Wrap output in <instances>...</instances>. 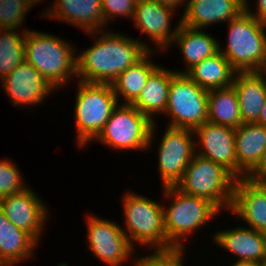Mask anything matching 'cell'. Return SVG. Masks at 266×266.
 Wrapping results in <instances>:
<instances>
[{
  "instance_id": "1",
  "label": "cell",
  "mask_w": 266,
  "mask_h": 266,
  "mask_svg": "<svg viewBox=\"0 0 266 266\" xmlns=\"http://www.w3.org/2000/svg\"><path fill=\"white\" fill-rule=\"evenodd\" d=\"M106 30L87 33L95 38L94 44L77 54L76 79L88 83L111 84L119 74L152 51L147 42Z\"/></svg>"
},
{
  "instance_id": "2",
  "label": "cell",
  "mask_w": 266,
  "mask_h": 266,
  "mask_svg": "<svg viewBox=\"0 0 266 266\" xmlns=\"http://www.w3.org/2000/svg\"><path fill=\"white\" fill-rule=\"evenodd\" d=\"M75 49L71 42L55 34L26 29L25 61L56 90L69 85V80H73L72 77H77Z\"/></svg>"
},
{
  "instance_id": "3",
  "label": "cell",
  "mask_w": 266,
  "mask_h": 266,
  "mask_svg": "<svg viewBox=\"0 0 266 266\" xmlns=\"http://www.w3.org/2000/svg\"><path fill=\"white\" fill-rule=\"evenodd\" d=\"M162 189V196H164V200L168 198L167 201L170 205L162 204L167 242L173 248L184 249L185 241H189L188 236L190 238L194 231L207 225L221 212L209 200L184 194L175 186Z\"/></svg>"
},
{
  "instance_id": "4",
  "label": "cell",
  "mask_w": 266,
  "mask_h": 266,
  "mask_svg": "<svg viewBox=\"0 0 266 266\" xmlns=\"http://www.w3.org/2000/svg\"><path fill=\"white\" fill-rule=\"evenodd\" d=\"M227 26V44L223 49L219 43V51L232 67L237 72L266 71V24L244 10Z\"/></svg>"
},
{
  "instance_id": "5",
  "label": "cell",
  "mask_w": 266,
  "mask_h": 266,
  "mask_svg": "<svg viewBox=\"0 0 266 266\" xmlns=\"http://www.w3.org/2000/svg\"><path fill=\"white\" fill-rule=\"evenodd\" d=\"M122 201L125 217V229L123 226L122 230L134 249L136 245L152 248L151 251L173 249L167 242L163 207L160 203L147 198L146 195L129 191L124 194Z\"/></svg>"
},
{
  "instance_id": "6",
  "label": "cell",
  "mask_w": 266,
  "mask_h": 266,
  "mask_svg": "<svg viewBox=\"0 0 266 266\" xmlns=\"http://www.w3.org/2000/svg\"><path fill=\"white\" fill-rule=\"evenodd\" d=\"M156 121L142 114L132 104H118L93 141L120 151L151 150L157 131ZM153 141V142H152Z\"/></svg>"
},
{
  "instance_id": "7",
  "label": "cell",
  "mask_w": 266,
  "mask_h": 266,
  "mask_svg": "<svg viewBox=\"0 0 266 266\" xmlns=\"http://www.w3.org/2000/svg\"><path fill=\"white\" fill-rule=\"evenodd\" d=\"M236 180L221 164L195 154L175 187L184 194L209 200L220 211H229Z\"/></svg>"
},
{
  "instance_id": "8",
  "label": "cell",
  "mask_w": 266,
  "mask_h": 266,
  "mask_svg": "<svg viewBox=\"0 0 266 266\" xmlns=\"http://www.w3.org/2000/svg\"><path fill=\"white\" fill-rule=\"evenodd\" d=\"M74 104L75 130L78 146L91 144L102 131L113 109L119 104L111 84L77 81Z\"/></svg>"
},
{
  "instance_id": "9",
  "label": "cell",
  "mask_w": 266,
  "mask_h": 266,
  "mask_svg": "<svg viewBox=\"0 0 266 266\" xmlns=\"http://www.w3.org/2000/svg\"><path fill=\"white\" fill-rule=\"evenodd\" d=\"M208 90L199 87L185 73H175L171 79L165 115L167 126L194 130L207 121Z\"/></svg>"
},
{
  "instance_id": "10",
  "label": "cell",
  "mask_w": 266,
  "mask_h": 266,
  "mask_svg": "<svg viewBox=\"0 0 266 266\" xmlns=\"http://www.w3.org/2000/svg\"><path fill=\"white\" fill-rule=\"evenodd\" d=\"M158 148L162 188L175 186L196 154L193 130L167 126Z\"/></svg>"
},
{
  "instance_id": "11",
  "label": "cell",
  "mask_w": 266,
  "mask_h": 266,
  "mask_svg": "<svg viewBox=\"0 0 266 266\" xmlns=\"http://www.w3.org/2000/svg\"><path fill=\"white\" fill-rule=\"evenodd\" d=\"M88 247L93 256L109 266L126 264L135 249L130 244L122 226L110 219L87 215Z\"/></svg>"
},
{
  "instance_id": "12",
  "label": "cell",
  "mask_w": 266,
  "mask_h": 266,
  "mask_svg": "<svg viewBox=\"0 0 266 266\" xmlns=\"http://www.w3.org/2000/svg\"><path fill=\"white\" fill-rule=\"evenodd\" d=\"M193 133L198 141H195L196 154L221 164L237 179L247 177L237 165L234 128L206 121Z\"/></svg>"
},
{
  "instance_id": "13",
  "label": "cell",
  "mask_w": 266,
  "mask_h": 266,
  "mask_svg": "<svg viewBox=\"0 0 266 266\" xmlns=\"http://www.w3.org/2000/svg\"><path fill=\"white\" fill-rule=\"evenodd\" d=\"M0 209L17 228L29 233L37 242L42 239L49 211L44 200L27 187L0 199Z\"/></svg>"
},
{
  "instance_id": "14",
  "label": "cell",
  "mask_w": 266,
  "mask_h": 266,
  "mask_svg": "<svg viewBox=\"0 0 266 266\" xmlns=\"http://www.w3.org/2000/svg\"><path fill=\"white\" fill-rule=\"evenodd\" d=\"M176 9L167 5L159 4L153 0H137L134 17L132 20L136 29L146 35L150 42H154L157 49L154 55L168 50L174 40L181 19L178 25L171 29V20Z\"/></svg>"
},
{
  "instance_id": "15",
  "label": "cell",
  "mask_w": 266,
  "mask_h": 266,
  "mask_svg": "<svg viewBox=\"0 0 266 266\" xmlns=\"http://www.w3.org/2000/svg\"><path fill=\"white\" fill-rule=\"evenodd\" d=\"M1 83L13 107L35 106L56 89L28 62L19 64ZM52 91V92H51Z\"/></svg>"
},
{
  "instance_id": "16",
  "label": "cell",
  "mask_w": 266,
  "mask_h": 266,
  "mask_svg": "<svg viewBox=\"0 0 266 266\" xmlns=\"http://www.w3.org/2000/svg\"><path fill=\"white\" fill-rule=\"evenodd\" d=\"M254 230H266V182L237 179L230 210Z\"/></svg>"
},
{
  "instance_id": "17",
  "label": "cell",
  "mask_w": 266,
  "mask_h": 266,
  "mask_svg": "<svg viewBox=\"0 0 266 266\" xmlns=\"http://www.w3.org/2000/svg\"><path fill=\"white\" fill-rule=\"evenodd\" d=\"M43 15L82 29L85 33L105 29L101 0H55Z\"/></svg>"
},
{
  "instance_id": "18",
  "label": "cell",
  "mask_w": 266,
  "mask_h": 266,
  "mask_svg": "<svg viewBox=\"0 0 266 266\" xmlns=\"http://www.w3.org/2000/svg\"><path fill=\"white\" fill-rule=\"evenodd\" d=\"M184 7L181 24L204 30L237 17L245 10V0H186Z\"/></svg>"
},
{
  "instance_id": "19",
  "label": "cell",
  "mask_w": 266,
  "mask_h": 266,
  "mask_svg": "<svg viewBox=\"0 0 266 266\" xmlns=\"http://www.w3.org/2000/svg\"><path fill=\"white\" fill-rule=\"evenodd\" d=\"M214 243L237 256L236 261L263 264L266 257V237L263 231L239 226L215 231Z\"/></svg>"
},
{
  "instance_id": "20",
  "label": "cell",
  "mask_w": 266,
  "mask_h": 266,
  "mask_svg": "<svg viewBox=\"0 0 266 266\" xmlns=\"http://www.w3.org/2000/svg\"><path fill=\"white\" fill-rule=\"evenodd\" d=\"M232 86L238 96L242 123H257L266 100V71L237 72Z\"/></svg>"
},
{
  "instance_id": "21",
  "label": "cell",
  "mask_w": 266,
  "mask_h": 266,
  "mask_svg": "<svg viewBox=\"0 0 266 266\" xmlns=\"http://www.w3.org/2000/svg\"><path fill=\"white\" fill-rule=\"evenodd\" d=\"M174 44L179 46L182 59L187 65L184 70L175 69L177 73H186L194 65L219 51V41L214 36L202 29L189 28L181 23L170 48Z\"/></svg>"
},
{
  "instance_id": "22",
  "label": "cell",
  "mask_w": 266,
  "mask_h": 266,
  "mask_svg": "<svg viewBox=\"0 0 266 266\" xmlns=\"http://www.w3.org/2000/svg\"><path fill=\"white\" fill-rule=\"evenodd\" d=\"M175 73V70L158 66L148 77L139 97L132 103L134 107L153 122H157L155 120L157 114L164 115L165 113L169 87Z\"/></svg>"
},
{
  "instance_id": "23",
  "label": "cell",
  "mask_w": 266,
  "mask_h": 266,
  "mask_svg": "<svg viewBox=\"0 0 266 266\" xmlns=\"http://www.w3.org/2000/svg\"><path fill=\"white\" fill-rule=\"evenodd\" d=\"M266 148V126L242 123L235 129V150L238 167L248 175L260 162Z\"/></svg>"
},
{
  "instance_id": "24",
  "label": "cell",
  "mask_w": 266,
  "mask_h": 266,
  "mask_svg": "<svg viewBox=\"0 0 266 266\" xmlns=\"http://www.w3.org/2000/svg\"><path fill=\"white\" fill-rule=\"evenodd\" d=\"M39 242L29 233L17 228L0 209V258L10 266L27 261L34 255Z\"/></svg>"
},
{
  "instance_id": "25",
  "label": "cell",
  "mask_w": 266,
  "mask_h": 266,
  "mask_svg": "<svg viewBox=\"0 0 266 266\" xmlns=\"http://www.w3.org/2000/svg\"><path fill=\"white\" fill-rule=\"evenodd\" d=\"M236 73L229 61L218 51L194 65L185 74L199 87L212 90L232 86Z\"/></svg>"
},
{
  "instance_id": "26",
  "label": "cell",
  "mask_w": 266,
  "mask_h": 266,
  "mask_svg": "<svg viewBox=\"0 0 266 266\" xmlns=\"http://www.w3.org/2000/svg\"><path fill=\"white\" fill-rule=\"evenodd\" d=\"M154 52L156 51H149L141 60L124 70L111 83L118 103H120V98H123L122 104H132L139 97L148 77L159 66L152 61L151 55Z\"/></svg>"
},
{
  "instance_id": "27",
  "label": "cell",
  "mask_w": 266,
  "mask_h": 266,
  "mask_svg": "<svg viewBox=\"0 0 266 266\" xmlns=\"http://www.w3.org/2000/svg\"><path fill=\"white\" fill-rule=\"evenodd\" d=\"M207 121L234 129L242 124L238 96L233 86L208 90Z\"/></svg>"
},
{
  "instance_id": "28",
  "label": "cell",
  "mask_w": 266,
  "mask_h": 266,
  "mask_svg": "<svg viewBox=\"0 0 266 266\" xmlns=\"http://www.w3.org/2000/svg\"><path fill=\"white\" fill-rule=\"evenodd\" d=\"M18 30L0 29V80L25 61V34Z\"/></svg>"
},
{
  "instance_id": "29",
  "label": "cell",
  "mask_w": 266,
  "mask_h": 266,
  "mask_svg": "<svg viewBox=\"0 0 266 266\" xmlns=\"http://www.w3.org/2000/svg\"><path fill=\"white\" fill-rule=\"evenodd\" d=\"M20 171L9 158L0 160V199L28 187Z\"/></svg>"
},
{
  "instance_id": "30",
  "label": "cell",
  "mask_w": 266,
  "mask_h": 266,
  "mask_svg": "<svg viewBox=\"0 0 266 266\" xmlns=\"http://www.w3.org/2000/svg\"><path fill=\"white\" fill-rule=\"evenodd\" d=\"M29 10L21 0H0V29L19 31Z\"/></svg>"
},
{
  "instance_id": "31",
  "label": "cell",
  "mask_w": 266,
  "mask_h": 266,
  "mask_svg": "<svg viewBox=\"0 0 266 266\" xmlns=\"http://www.w3.org/2000/svg\"><path fill=\"white\" fill-rule=\"evenodd\" d=\"M186 248H173L166 251H153L144 257L137 256L133 266H184V253Z\"/></svg>"
},
{
  "instance_id": "32",
  "label": "cell",
  "mask_w": 266,
  "mask_h": 266,
  "mask_svg": "<svg viewBox=\"0 0 266 266\" xmlns=\"http://www.w3.org/2000/svg\"><path fill=\"white\" fill-rule=\"evenodd\" d=\"M102 12L104 15L105 26L107 22L118 17L132 18L134 17L137 0H101Z\"/></svg>"
},
{
  "instance_id": "33",
  "label": "cell",
  "mask_w": 266,
  "mask_h": 266,
  "mask_svg": "<svg viewBox=\"0 0 266 266\" xmlns=\"http://www.w3.org/2000/svg\"><path fill=\"white\" fill-rule=\"evenodd\" d=\"M249 0H245V10L258 21L266 24V0H257L253 5L256 9L252 10ZM252 10V11H251Z\"/></svg>"
},
{
  "instance_id": "34",
  "label": "cell",
  "mask_w": 266,
  "mask_h": 266,
  "mask_svg": "<svg viewBox=\"0 0 266 266\" xmlns=\"http://www.w3.org/2000/svg\"><path fill=\"white\" fill-rule=\"evenodd\" d=\"M246 178L254 182H266V148L260 162Z\"/></svg>"
},
{
  "instance_id": "35",
  "label": "cell",
  "mask_w": 266,
  "mask_h": 266,
  "mask_svg": "<svg viewBox=\"0 0 266 266\" xmlns=\"http://www.w3.org/2000/svg\"><path fill=\"white\" fill-rule=\"evenodd\" d=\"M153 1H156L159 4L167 5L174 9L179 8V6L183 7L185 5L184 3H186V0H153Z\"/></svg>"
},
{
  "instance_id": "36",
  "label": "cell",
  "mask_w": 266,
  "mask_h": 266,
  "mask_svg": "<svg viewBox=\"0 0 266 266\" xmlns=\"http://www.w3.org/2000/svg\"><path fill=\"white\" fill-rule=\"evenodd\" d=\"M257 123L266 126V100H265L264 106L260 112L259 119H258Z\"/></svg>"
},
{
  "instance_id": "37",
  "label": "cell",
  "mask_w": 266,
  "mask_h": 266,
  "mask_svg": "<svg viewBox=\"0 0 266 266\" xmlns=\"http://www.w3.org/2000/svg\"><path fill=\"white\" fill-rule=\"evenodd\" d=\"M232 266H262L259 263H252V262H239L236 261L232 264Z\"/></svg>"
},
{
  "instance_id": "38",
  "label": "cell",
  "mask_w": 266,
  "mask_h": 266,
  "mask_svg": "<svg viewBox=\"0 0 266 266\" xmlns=\"http://www.w3.org/2000/svg\"><path fill=\"white\" fill-rule=\"evenodd\" d=\"M24 4H26L27 7H29L30 9L33 8V6H35V4H38L44 0H21Z\"/></svg>"
},
{
  "instance_id": "39",
  "label": "cell",
  "mask_w": 266,
  "mask_h": 266,
  "mask_svg": "<svg viewBox=\"0 0 266 266\" xmlns=\"http://www.w3.org/2000/svg\"><path fill=\"white\" fill-rule=\"evenodd\" d=\"M0 266H10L6 261L0 258Z\"/></svg>"
},
{
  "instance_id": "40",
  "label": "cell",
  "mask_w": 266,
  "mask_h": 266,
  "mask_svg": "<svg viewBox=\"0 0 266 266\" xmlns=\"http://www.w3.org/2000/svg\"><path fill=\"white\" fill-rule=\"evenodd\" d=\"M58 266H68L66 263H60Z\"/></svg>"
},
{
  "instance_id": "41",
  "label": "cell",
  "mask_w": 266,
  "mask_h": 266,
  "mask_svg": "<svg viewBox=\"0 0 266 266\" xmlns=\"http://www.w3.org/2000/svg\"><path fill=\"white\" fill-rule=\"evenodd\" d=\"M262 266H266V257L264 259V262H263Z\"/></svg>"
}]
</instances>
